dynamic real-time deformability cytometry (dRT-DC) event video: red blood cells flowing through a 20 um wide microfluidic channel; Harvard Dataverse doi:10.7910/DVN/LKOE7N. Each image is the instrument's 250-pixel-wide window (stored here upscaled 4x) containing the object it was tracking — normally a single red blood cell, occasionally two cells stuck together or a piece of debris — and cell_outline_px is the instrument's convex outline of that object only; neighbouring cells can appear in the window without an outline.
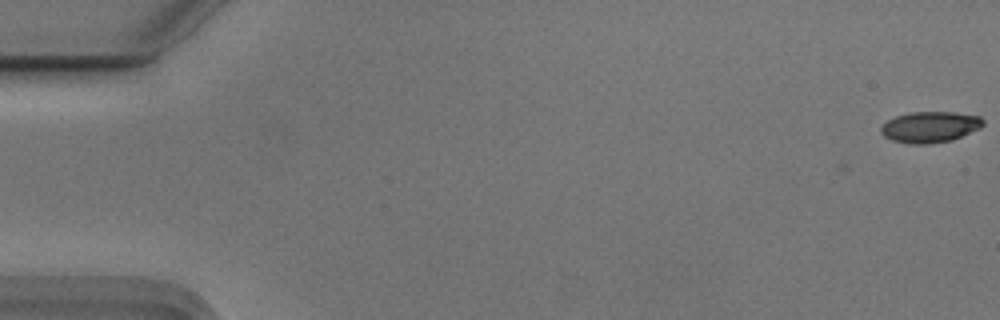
{"species": "Egyptian fruit bat (a non-hibernating species)", "species_latin": "Rousettus aegyptiacus", "temperature_condition": "cold", "stored_images_in_passage": 5, "camera_frame_rate_fps": 3000, "um_per_image_px": 0.085, "animal": {"sex": "male"}, "frame": {"image": 1, "passage_image": 1, "time_ms": 0.0, "image_size_px": [1000, 320], "cell_outline_px": [[984, 124], [980, 128], [952, 140], [928, 144], [908, 144], [892, 140], [884, 136], [880, 132], [880, 128], [888, 120], [896, 116], [912, 112], [952, 112], [980, 116], [984, 120]], "centroid_in_image_um": [79.05, 10.8], "position_along_channel_um": 5.9, "area_um2": 18.44}}